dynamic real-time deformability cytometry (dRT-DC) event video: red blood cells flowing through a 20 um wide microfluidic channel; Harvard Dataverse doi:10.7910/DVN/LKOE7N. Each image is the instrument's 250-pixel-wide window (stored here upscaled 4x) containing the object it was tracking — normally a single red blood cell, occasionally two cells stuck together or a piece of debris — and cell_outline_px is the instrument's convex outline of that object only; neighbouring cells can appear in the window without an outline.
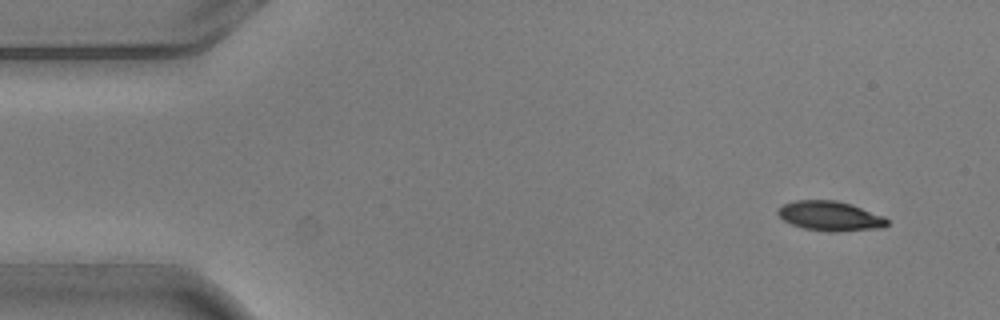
{"species": "common noctule bat (a hibernating species)", "species_latin": "Nyctalus noctula", "temperature_condition": "warm", "stored_images_in_passage": 4, "camera_frame_rate_fps": 3000, "um_per_image_px": 0.085, "animal": {"sex": "male", "body_mass_g": 20.5, "forearm_length_mm": 52.5}, "frame": {"image": 1, "passage_image": 1, "time_ms": 0.0, "image_size_px": [1000, 320], "cell_outline_px": [[888, 224], [884, 228], [836, 232], [828, 232], [804, 228], [792, 224], [784, 220], [776, 212], [784, 204], [796, 200], [836, 200], [852, 204], [884, 216], [888, 220]], "centroid_in_image_um": [70.61, 18.37], "position_along_channel_um": 14.4, "area_um2": 18.96}}
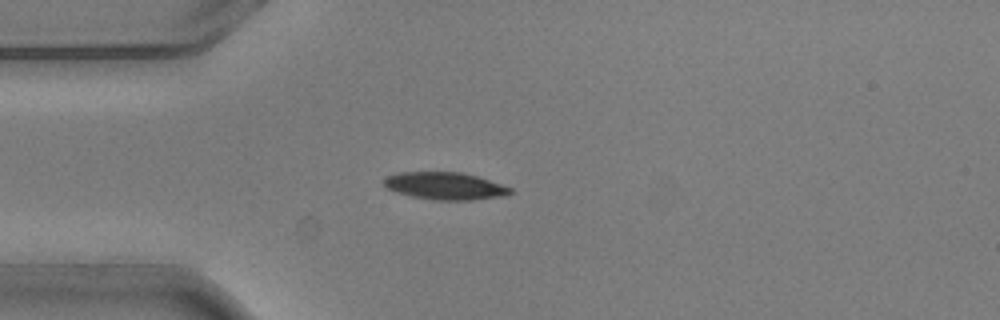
{"frame": {"image": 2, "passage_image": 4, "time_ms": 1.0, "image_size_px": [1000, 320], "cell_outline_px": [[512, 192], [508, 196], [472, 200], [432, 200], [412, 196], [396, 192], [384, 188], [384, 180], [388, 176], [396, 172], [460, 172], [476, 176], [512, 188]], "centroid_in_image_um": [37.82, 15.81], "position_along_channel_um": 47.2, "area_um2": 20.23}}